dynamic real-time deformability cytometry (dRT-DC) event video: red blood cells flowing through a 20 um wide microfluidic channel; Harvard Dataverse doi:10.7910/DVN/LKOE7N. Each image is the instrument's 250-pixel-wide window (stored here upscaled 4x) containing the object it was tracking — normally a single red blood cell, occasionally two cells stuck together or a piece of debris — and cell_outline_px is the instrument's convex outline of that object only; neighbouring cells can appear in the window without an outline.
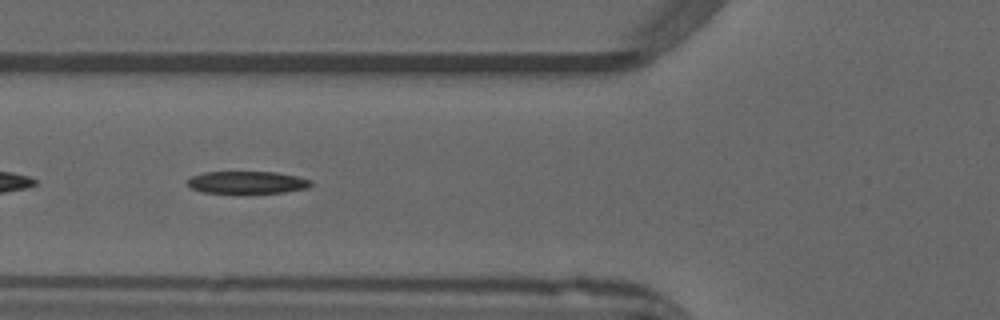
{"species": "common noctule bat (a hibernating species)", "species_latin": "Nyctalus noctula", "temperature_condition": "warm", "stored_images_in_passage": 51, "segment_of_instrument_passage": [2, 2], "camera_frame_rate_fps": 3000, "um_per_image_px": 0.085, "animal": {"sex": "male", "forearm_length_mm": 52.5}, "frame": {"image": 1, "passage_image": 19, "time_ms": 6.0, "image_size_px": [1000, 320], "cell_outline_px": [[312, 184], [308, 188], [284, 192], [240, 196], [204, 192], [192, 188], [188, 184], [188, 180], [192, 176], [204, 172], [276, 172], [296, 176], [312, 180]], "centroid_in_image_um": [21.02, 15.55], "position_along_channel_um": 104.8, "area_um2": 16.88}}
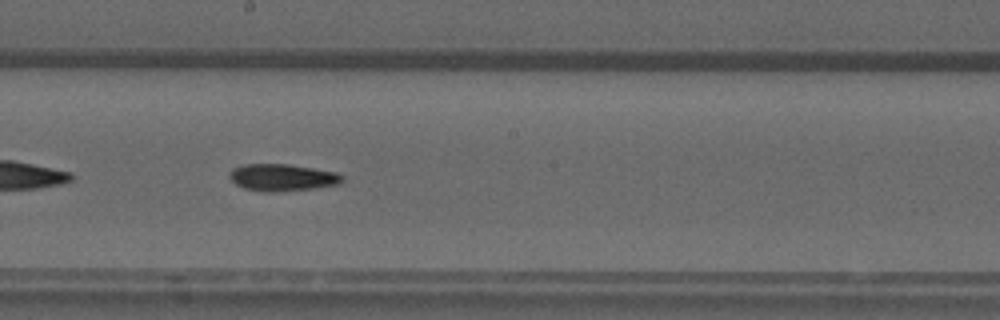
{"frame": {"image": 2, "passage_image": 28, "time_ms": 9.0, "image_size_px": [1000, 320], "cell_outline_px": [[344, 180], [340, 184], [312, 188], [272, 192], [264, 192], [244, 188], [236, 184], [228, 176], [232, 168], [244, 164], [288, 164], [336, 172], [344, 176]], "centroid_in_image_um": [23.99, 15.08], "position_along_channel_um": 224.2, "area_um2": 17.69}}
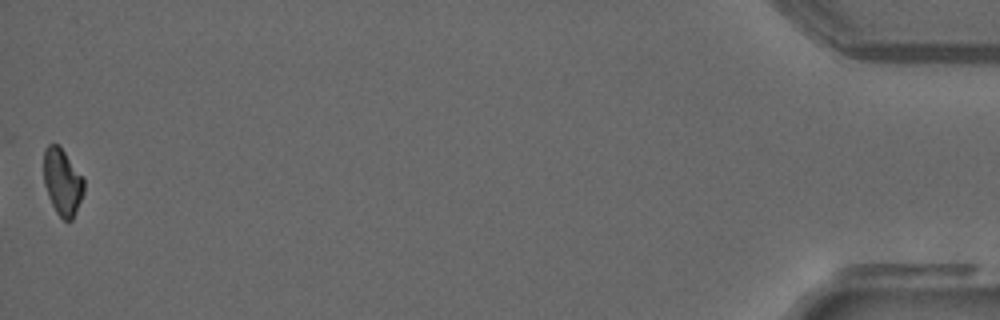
{"frame": {"image": 3, "passage_image": 51, "time_ms": 16.667, "image_size_px": [1000, 320], "cell_outline_px": [[84, 192], [72, 220], [64, 220], [56, 212], [48, 196], [44, 184], [44, 148], [48, 144], [60, 144], [84, 176]], "centroid_in_image_um": [5.32, 15.41], "position_along_channel_um": 429.9, "area_um2": 15.9}}